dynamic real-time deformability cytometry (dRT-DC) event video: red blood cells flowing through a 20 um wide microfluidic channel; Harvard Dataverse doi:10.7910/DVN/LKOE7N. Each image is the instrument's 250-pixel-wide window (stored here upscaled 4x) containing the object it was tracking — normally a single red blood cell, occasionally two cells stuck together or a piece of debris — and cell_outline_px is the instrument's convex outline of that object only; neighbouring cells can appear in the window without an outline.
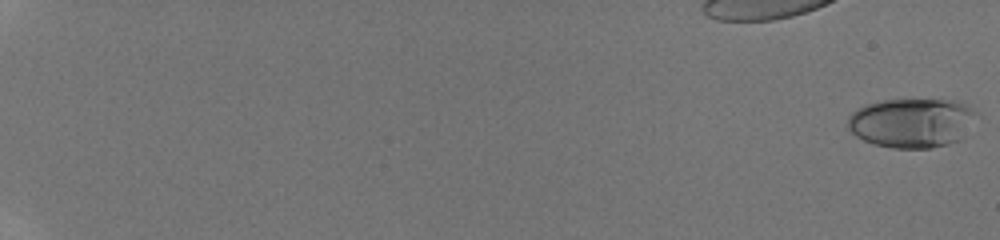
{"species": "human", "species_latin": "Homo sapiens", "temperature_condition": "room temperature", "stored_images_in_passage": 35, "camera_frame_rate_fps": 3000, "um_per_image_px": 0.085, "donor": {"sex": "male"}, "frame": {"image": 1, "passage_image": 1, "time_ms": 0.0, "image_size_px": [1000, 240], "cell_outline_px": [[980, 112], [964, 140], [932, 148], [892, 148], [876, 144], [864, 140], [856, 136], [848, 128], [848, 116], [856, 108], [864, 104], [884, 100], [956, 100], [968, 104]], "centroid_in_image_um": [77.59, 10.43], "position_along_channel_um": 7.4, "area_um2": 37.86}}
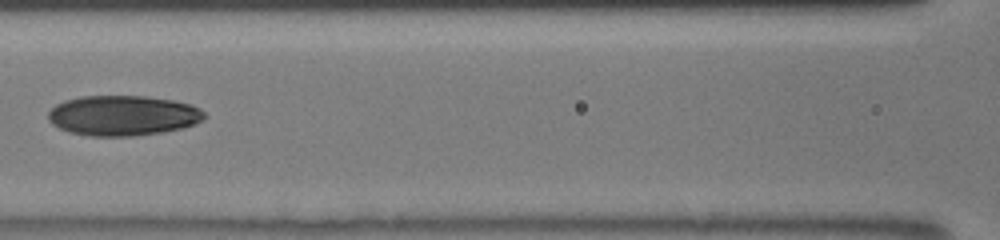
{"frame": {"image": 2, "passage_image": 27, "time_ms": 9.667, "image_size_px": [1000, 240], "cell_outline_px": [[208, 116], [204, 120], [196, 124], [184, 128], [164, 132], [132, 136], [88, 136], [68, 132], [52, 124], [48, 120], [48, 112], [56, 104], [64, 100], [80, 96], [148, 96], [172, 100], [192, 104], [200, 108]], "centroid_in_image_um": [10.48, 9.82], "position_along_channel_um": 156.1, "area_um2": 37.11}}
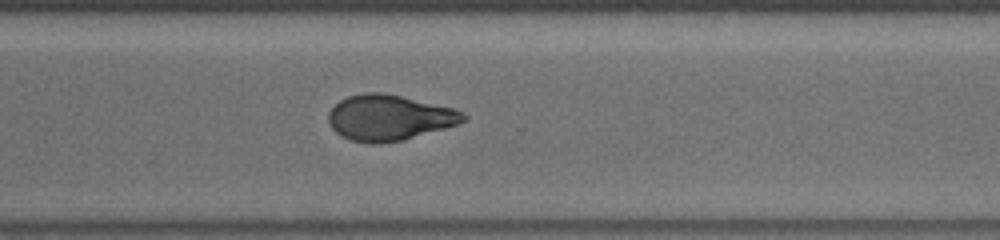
{"frame": {"image": 3, "passage_image": 35, "time_ms": 14.0, "image_size_px": [1000, 240], "cell_outline_px": [[468, 120], [444, 128], [404, 140], [380, 144], [372, 144], [352, 140], [340, 136], [332, 128], [328, 120], [328, 112], [340, 100], [348, 96], [364, 92], [380, 92], [400, 96], [456, 108], [468, 116]], "centroid_in_image_um": [33.09, 10.0], "position_along_channel_um": 337.5, "area_um2": 35.95}}